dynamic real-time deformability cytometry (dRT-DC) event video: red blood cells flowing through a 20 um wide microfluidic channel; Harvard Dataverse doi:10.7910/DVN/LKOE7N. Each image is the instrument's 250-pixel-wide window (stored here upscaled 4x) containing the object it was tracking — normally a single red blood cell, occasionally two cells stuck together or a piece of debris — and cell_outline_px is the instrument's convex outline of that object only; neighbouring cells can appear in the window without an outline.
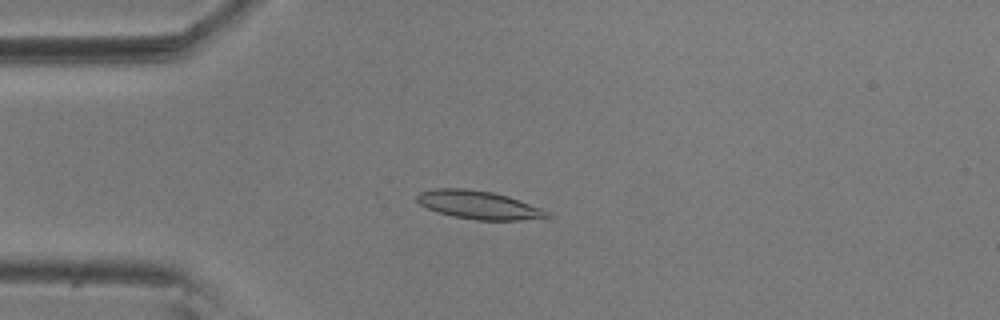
{"species": "common noctule bat (a hibernating species)", "species_latin": "Nyctalus noctula", "temperature_condition": "room temperature", "stored_images_in_passage": 54, "camera_frame_rate_fps": 3000, "um_per_image_px": 0.085, "animal": {"sex": "male", "body_mass_g": 20.5, "forearm_length_mm": 52.5}, "frame": {"image": 1, "passage_image": 12, "time_ms": 3.667, "image_size_px": [1000, 320], "cell_outline_px": [[552, 216], [520, 220], [476, 220], [452, 216], [428, 208], [420, 204], [416, 200], [416, 196], [420, 192], [436, 188], [468, 188], [492, 192], [508, 196], [540, 208], [548, 212]], "centroid_in_image_um": [40.66, 17.41], "position_along_channel_um": 44.3, "area_um2": 21.21}}
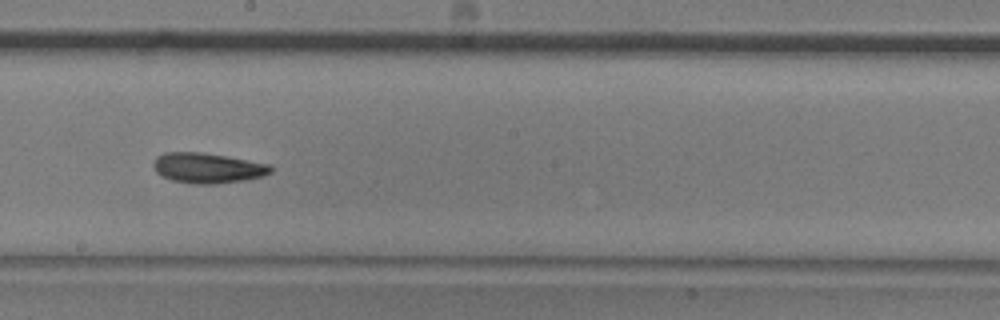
{"frame": {"image": 2, "passage_image": 29, "time_ms": 9.333, "image_size_px": [1000, 320], "cell_outline_px": [[272, 172], [264, 176], [244, 180], [216, 184], [196, 184], [172, 180], [156, 172], [152, 164], [156, 156], [164, 152], [200, 152], [272, 164]], "centroid_in_image_um": [17.66, 14.28], "position_along_channel_um": 230.5, "area_um2": 20.69}}
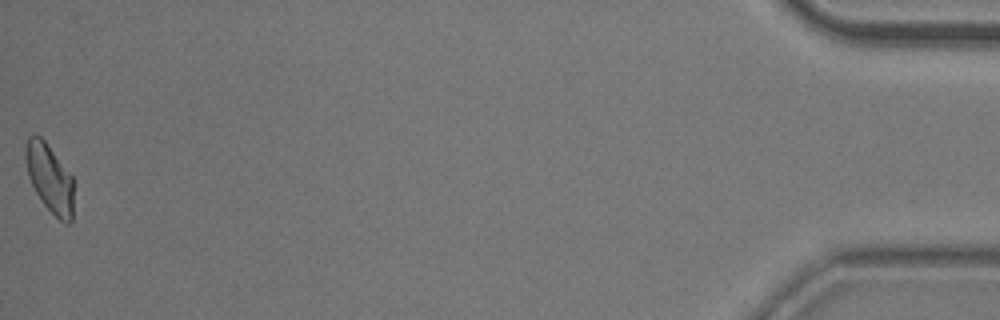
{"frame": {"image": 3, "passage_image": 54, "time_ms": 17.667, "image_size_px": [1000, 320], "cell_outline_px": [[72, 220], [68, 224], [64, 224], [40, 200], [28, 176], [24, 156], [24, 148], [28, 136], [40, 136], [44, 140], [72, 176]], "centroid_in_image_um": [4.19, 15.14], "position_along_channel_um": 431.0, "area_um2": 18.9}, "authors_computed_cell_mechanics": {"area_um2": 19.9988, "velocity_mm_per_s": 3.5996, "shape_relaxation_time_tau1_ms": 4.8709, "shape_relaxation_time_tau2_ms": null, "deformation_change_tau1": 0.1369, "deformation_change_tau2": null}}